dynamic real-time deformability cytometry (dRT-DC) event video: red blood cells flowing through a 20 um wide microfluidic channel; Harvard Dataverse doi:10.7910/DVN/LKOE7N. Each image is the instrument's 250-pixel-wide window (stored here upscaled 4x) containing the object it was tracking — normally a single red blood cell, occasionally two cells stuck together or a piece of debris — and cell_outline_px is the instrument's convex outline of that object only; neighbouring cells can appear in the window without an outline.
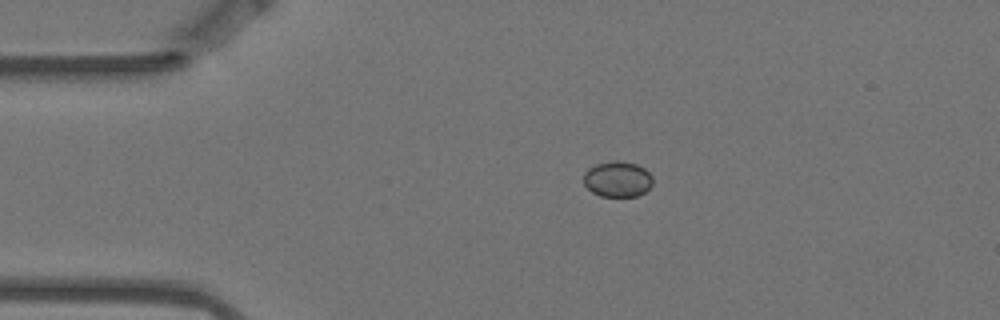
{"species": "Egyptian fruit bat (a non-hibernating species)", "species_latin": "Rousettus aegyptiacus", "temperature_condition": "warm", "stored_images_in_passage": 5, "camera_frame_rate_fps": 3000, "um_per_image_px": 0.085, "animal": {"sex": "female"}, "frame": {"image": 1, "passage_image": 3, "time_ms": 0.667, "image_size_px": [1000, 320], "cell_outline_px": [[652, 184], [644, 192], [636, 196], [600, 196], [592, 192], [584, 184], [584, 172], [588, 168], [596, 164], [616, 160], [620, 160], [636, 164], [644, 168], [652, 176]], "centroid_in_image_um": [52.48, 15.22], "position_along_channel_um": 32.5, "area_um2": 14.33}}
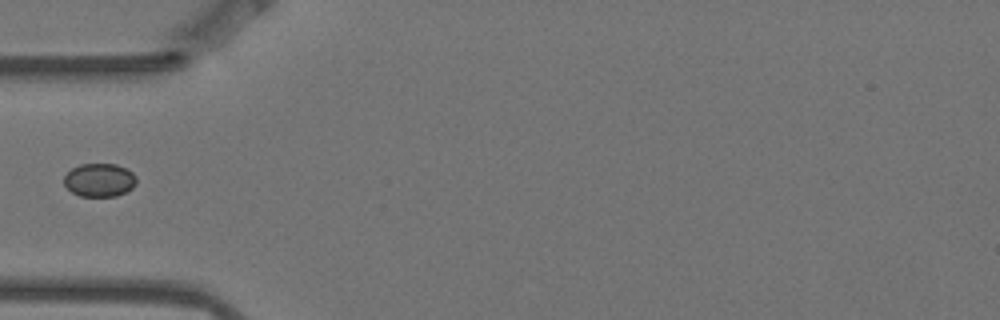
{"frame": {"image": 2, "passage_image": 5, "time_ms": 1.333, "image_size_px": [1000, 320], "cell_outline_px": [[136, 184], [132, 188], [116, 196], [80, 196], [72, 192], [64, 184], [64, 176], [72, 168], [80, 164], [116, 164], [132, 172], [136, 176]], "centroid_in_image_um": [8.45, 15.3], "position_along_channel_um": 76.6, "area_um2": 13.99}}